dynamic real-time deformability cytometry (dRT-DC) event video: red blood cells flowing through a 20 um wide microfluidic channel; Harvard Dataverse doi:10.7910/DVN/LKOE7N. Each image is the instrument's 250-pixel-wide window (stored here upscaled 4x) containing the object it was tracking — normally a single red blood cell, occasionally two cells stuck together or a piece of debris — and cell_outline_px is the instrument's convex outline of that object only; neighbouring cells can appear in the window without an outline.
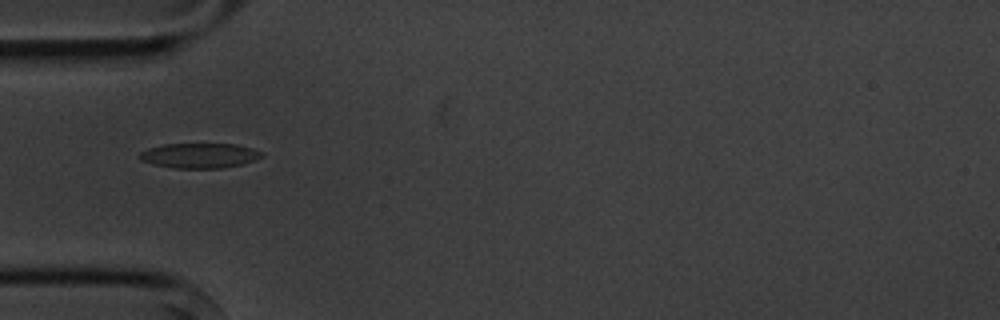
{"species": "common noctule bat (a hibernating species)", "species_latin": "Nyctalus noctula", "temperature_condition": "cold", "stored_images_in_passage": 3, "camera_frame_rate_fps": 3000, "um_per_image_px": 0.085, "animal": {"sex": "male", "body_mass_g": 20.1, "forearm_length_mm": 53.5}, "frame": {"image": 1, "passage_image": 1, "time_ms": 0.0, "image_size_px": [1000, 320], "cell_outline_px": [[264, 156], [256, 160], [240, 164], [220, 168], [172, 168], [152, 164], [140, 160], [136, 156], [140, 152], [148, 148], [164, 144], [236, 144], [252, 148], [264, 152]], "centroid_in_image_um": [16.94, 13.22], "position_along_channel_um": 68.1, "area_um2": 17.92}}
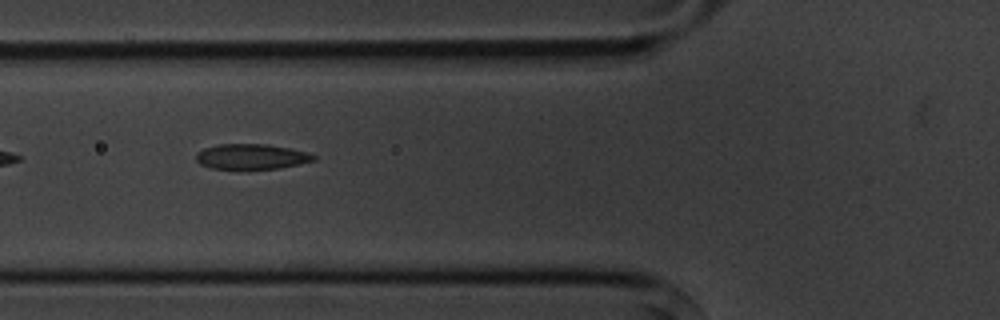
{"frame": {"image": 2, "passage_image": 2, "time_ms": 1.0, "image_size_px": [1000, 320], "cell_outline_px": [[316, 160], [280, 168], [248, 172], [240, 172], [212, 168], [200, 164], [196, 160], [196, 152], [204, 148], [216, 144], [268, 144], [292, 148], [308, 152], [316, 156]], "centroid_in_image_um": [21.35, 13.35], "position_along_channel_um": 104.4, "area_um2": 18.38}}
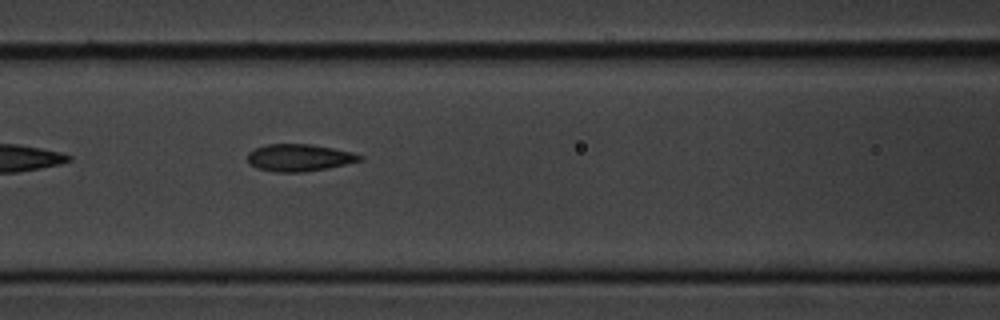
{"frame": {"image": 3, "passage_image": 3, "time_ms": 2.0, "image_size_px": [1000, 320], "cell_outline_px": [[364, 160], [328, 168], [304, 172], [276, 172], [256, 168], [248, 164], [248, 152], [264, 144], [312, 144], [352, 152], [364, 156]], "centroid_in_image_um": [25.43, 13.4], "position_along_channel_um": 141.2, "area_um2": 17.92}}